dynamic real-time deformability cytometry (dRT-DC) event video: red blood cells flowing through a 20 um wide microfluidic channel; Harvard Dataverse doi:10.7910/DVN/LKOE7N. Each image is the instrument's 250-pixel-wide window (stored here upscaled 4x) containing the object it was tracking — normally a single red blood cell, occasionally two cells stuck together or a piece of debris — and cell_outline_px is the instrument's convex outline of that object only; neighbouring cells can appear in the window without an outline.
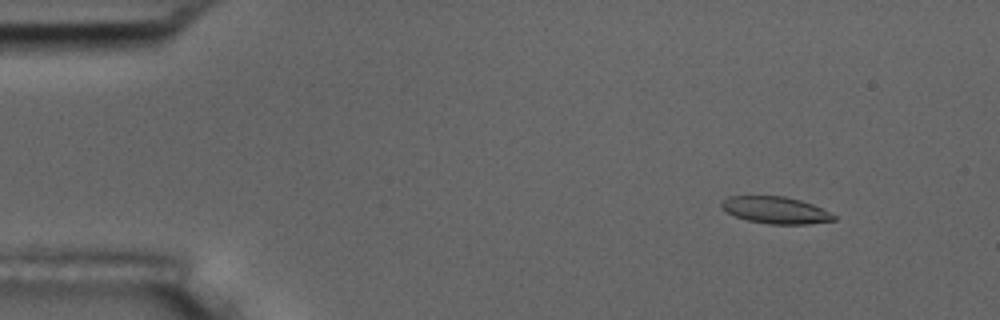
{"species": "common noctule bat (a hibernating species)", "species_latin": "Nyctalus noctula", "temperature_condition": "room temperature", "stored_images_in_passage": 5, "camera_frame_rate_fps": 3000, "um_per_image_px": 0.085, "animal": {"sex": "male", "body_mass_g": 17.5, "forearm_length_mm": 52.3}, "frame": {"image": 1, "passage_image": 2, "time_ms": 1.0, "image_size_px": [1000, 320], "cell_outline_px": [[836, 220], [808, 224], [768, 224], [748, 220], [736, 216], [720, 208], [720, 200], [728, 196], [784, 196], [800, 200], [812, 204], [836, 216]], "centroid_in_image_um": [65.88, 17.85], "position_along_channel_um": 19.1, "area_um2": 17.57}}
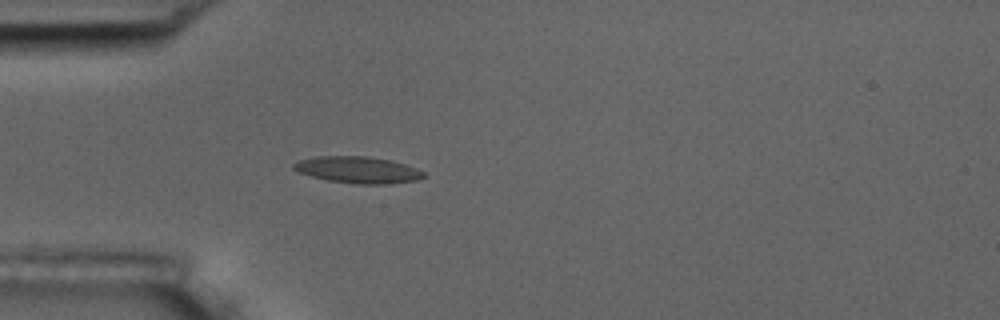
{"frame": {"image": 2, "passage_image": 5, "time_ms": 4.333, "image_size_px": [1000, 320], "cell_outline_px": [[428, 176], [416, 180], [392, 184], [356, 184], [328, 180], [312, 176], [300, 172], [292, 168], [292, 164], [300, 160], [316, 156], [368, 156], [388, 160], [404, 164], [416, 168], [424, 172]], "centroid_in_image_um": [30.45, 14.44], "position_along_channel_um": 54.6, "area_um2": 20.11}}